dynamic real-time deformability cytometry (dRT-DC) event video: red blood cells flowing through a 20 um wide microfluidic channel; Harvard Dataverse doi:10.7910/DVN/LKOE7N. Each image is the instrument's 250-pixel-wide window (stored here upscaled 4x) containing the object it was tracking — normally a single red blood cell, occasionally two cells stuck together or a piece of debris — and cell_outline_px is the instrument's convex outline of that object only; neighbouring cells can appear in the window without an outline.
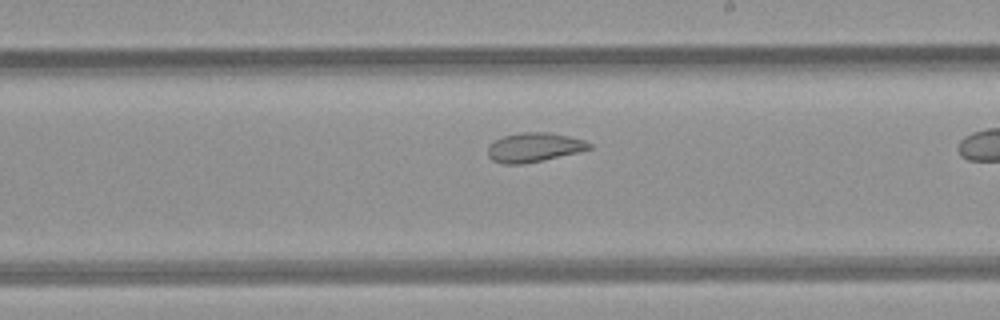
{"species": "common noctule bat (a hibernating species)", "species_latin": "Nyctalus noctula", "temperature_condition": "room temperature", "stored_images_in_passage": 35, "camera_frame_rate_fps": 3000, "um_per_image_px": 0.085, "animal": {"sex": "female", "body_mass_g": 21.9}, "frame": {"image": 1, "passage_image": 25, "time_ms": 8.0, "image_size_px": [1000, 320], "cell_outline_px": [[592, 148], [580, 152], [520, 164], [500, 164], [492, 160], [488, 156], [488, 144], [504, 136], [520, 132], [548, 132], [568, 136], [584, 140], [592, 144]], "centroid_in_image_um": [45.38, 12.52], "position_along_channel_um": 243.6, "area_um2": 17.22}}